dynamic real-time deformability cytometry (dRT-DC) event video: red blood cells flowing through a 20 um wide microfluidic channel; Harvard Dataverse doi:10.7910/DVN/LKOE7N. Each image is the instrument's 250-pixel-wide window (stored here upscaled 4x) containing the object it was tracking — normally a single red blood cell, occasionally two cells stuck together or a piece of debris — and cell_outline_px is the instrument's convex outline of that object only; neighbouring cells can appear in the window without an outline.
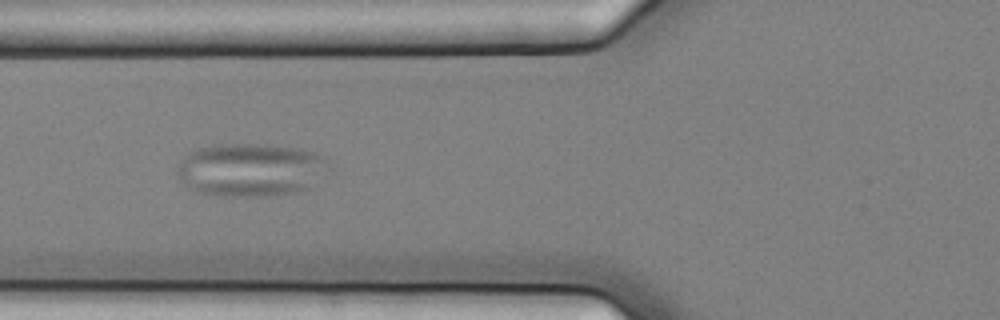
{"species": "common noctule bat (a hibernating species)", "species_latin": "Nyctalus noctula", "temperature_condition": "cold", "stored_images_in_passage": 7, "camera_frame_rate_fps": 3000, "um_per_image_px": 0.085, "animal": {"sex": "female", "body_mass_g": 25.1}, "frame": {"image": 1, "passage_image": 6, "time_ms": 1.667, "image_size_px": [1000, 320], "cell_outline_px": [[328, 168], [308, 188], [296, 192], [272, 196], [224, 196], [200, 192], [188, 188], [180, 180], [176, 172], [180, 160], [188, 152], [196, 148], [212, 144], [264, 144], [300, 148], [324, 156], [328, 160]], "centroid_in_image_um": [21.26, 14.42], "position_along_channel_um": 104.5, "area_um2": 47.28}}